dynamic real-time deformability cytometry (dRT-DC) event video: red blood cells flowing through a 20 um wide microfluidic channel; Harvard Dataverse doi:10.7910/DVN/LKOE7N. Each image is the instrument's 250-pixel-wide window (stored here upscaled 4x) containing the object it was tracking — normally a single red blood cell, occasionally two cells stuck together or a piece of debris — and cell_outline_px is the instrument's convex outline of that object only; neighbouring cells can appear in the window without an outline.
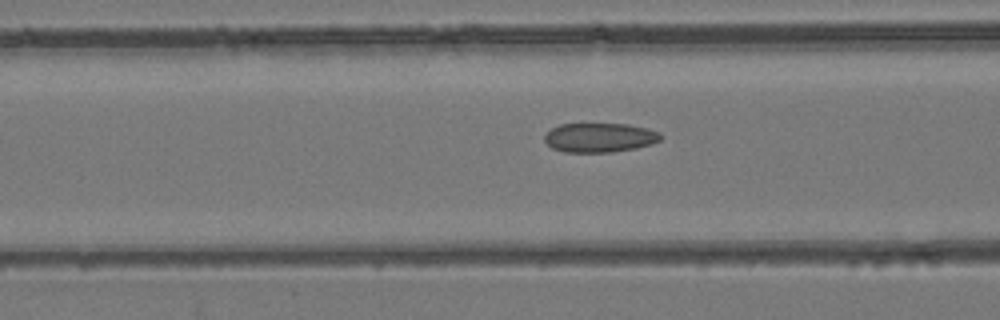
{"species": "common noctule bat (a hibernating species)", "species_latin": "Nyctalus noctula", "temperature_condition": "room temperature", "stored_images_in_passage": 29, "camera_frame_rate_fps": 3000, "um_per_image_px": 0.085, "animal": {"sex": "female", "body_mass_g": 24.6, "forearm_length_mm": 56.2}, "frame": {"image": 1, "passage_image": 10, "time_ms": 3.0, "image_size_px": [1000, 320], "cell_outline_px": [[660, 140], [652, 144], [636, 148], [612, 152], [564, 152], [552, 148], [544, 140], [544, 136], [552, 128], [560, 124], [628, 124], [660, 132]], "centroid_in_image_um": [50.95, 11.7], "position_along_channel_um": 115.6, "area_um2": 19.71}}
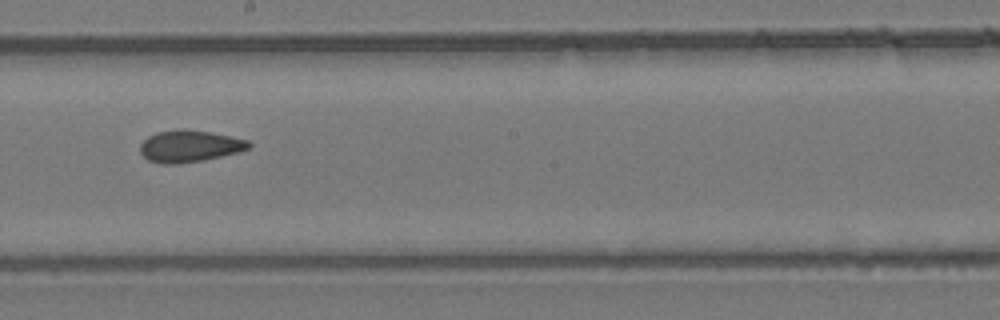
{"frame": {"image": 2, "passage_image": 18, "time_ms": 5.667, "image_size_px": [1000, 320], "cell_outline_px": [[252, 144], [248, 148], [236, 152], [220, 156], [200, 160], [176, 164], [164, 164], [148, 160], [140, 152], [140, 144], [148, 136], [156, 132], [180, 128], [184, 128], [212, 132], [248, 140]], "centroid_in_image_um": [16.07, 12.4], "position_along_channel_um": 232.1, "area_um2": 20.06}}
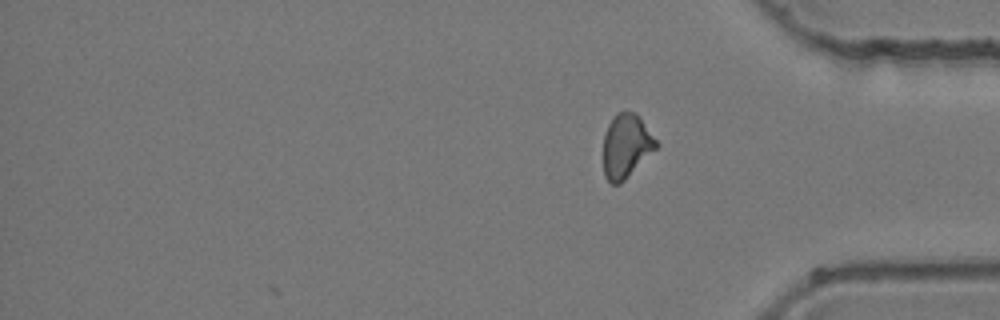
{"frame": {"image": 3, "passage_image": 29, "time_ms": 9.333, "image_size_px": [1000, 320], "cell_outline_px": [[656, 148], [620, 184], [612, 184], [604, 176], [604, 132], [608, 124], [616, 112], [636, 112], [640, 116], [656, 140]], "centroid_in_image_um": [53.2, 12.38], "position_along_channel_um": 382.0, "area_um2": 19.42}}